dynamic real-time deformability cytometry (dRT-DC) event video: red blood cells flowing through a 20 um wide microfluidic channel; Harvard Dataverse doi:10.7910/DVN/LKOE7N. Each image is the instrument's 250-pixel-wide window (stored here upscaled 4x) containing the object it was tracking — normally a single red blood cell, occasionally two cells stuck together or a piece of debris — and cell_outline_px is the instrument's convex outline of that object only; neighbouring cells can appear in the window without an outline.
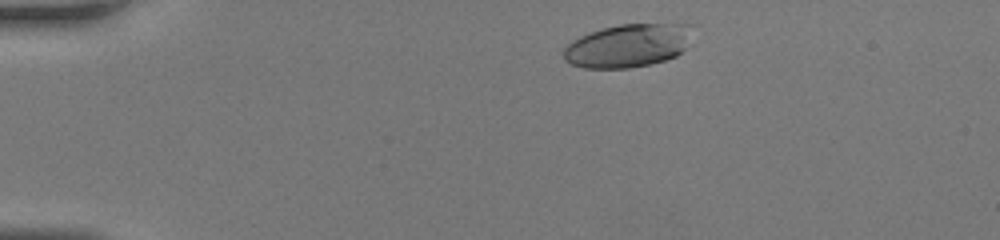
{"species": "human", "species_latin": "Homo sapiens", "temperature_condition": "room temperature", "stored_images_in_passage": 33, "camera_frame_rate_fps": 3000, "um_per_image_px": 0.085, "donor": {"sex": "female"}, "frame": {"image": 1, "passage_image": 2, "time_ms": 0.333, "image_size_px": [1000, 240], "cell_outline_px": [[692, 24], [684, 48], [676, 56], [664, 60], [648, 64], [628, 68], [584, 68], [572, 64], [564, 60], [564, 48], [572, 40], [580, 36], [604, 28], [620, 24]], "centroid_in_image_um": [53.32, 3.88], "position_along_channel_um": 31.7, "area_um2": 31.96}}
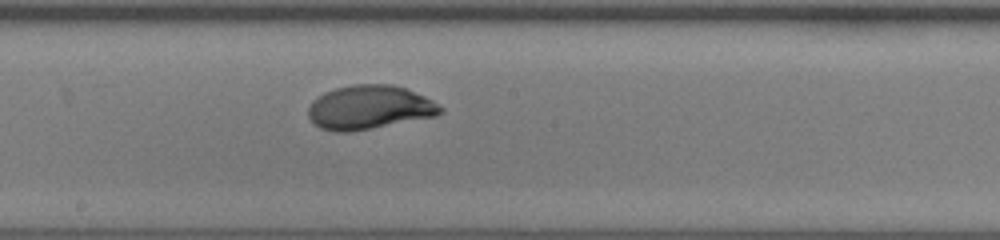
{"frame": {"image": 2, "passage_image": 19, "time_ms": 6.0, "image_size_px": [1000, 240], "cell_outline_px": [[444, 112], [436, 116], [372, 128], [348, 132], [332, 132], [320, 128], [308, 116], [308, 108], [312, 100], [324, 92], [336, 88], [352, 84], [392, 84], [404, 88], [424, 96], [432, 100], [444, 108]], "centroid_in_image_um": [31.39, 9.13], "position_along_channel_um": 216.8, "area_um2": 33.87}}
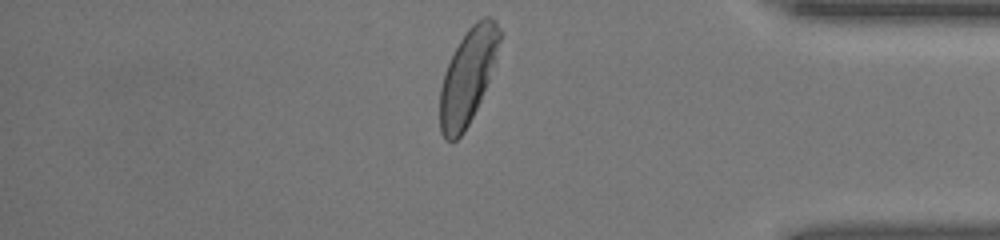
{"frame": {"image": 3, "passage_image": 32, "time_ms": 10.333, "image_size_px": [1000, 240], "cell_outline_px": [[500, 40], [488, 80], [480, 100], [464, 132], [456, 140], [444, 140], [440, 132], [440, 88], [444, 72], [460, 40], [468, 28], [476, 20], [484, 16], [488, 16], [496, 20], [500, 32]], "centroid_in_image_um": [39.73, 6.5], "position_along_channel_um": 395.5, "area_um2": 32.31}}